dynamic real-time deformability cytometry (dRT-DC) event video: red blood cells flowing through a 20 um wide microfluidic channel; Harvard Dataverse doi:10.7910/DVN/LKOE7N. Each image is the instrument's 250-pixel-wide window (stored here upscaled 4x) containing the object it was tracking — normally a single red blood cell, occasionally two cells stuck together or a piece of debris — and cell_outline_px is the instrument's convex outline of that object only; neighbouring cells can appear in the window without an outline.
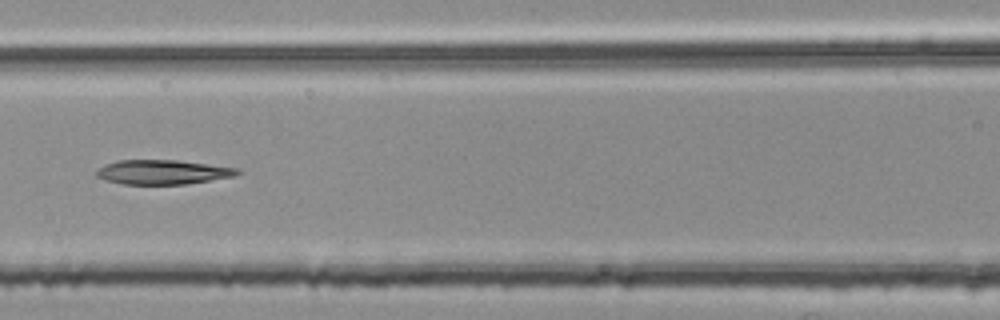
{"species": "common noctule bat (a hibernating species)", "species_latin": "Nyctalus noctula", "temperature_condition": "room temperature", "stored_images_in_passage": 48, "camera_frame_rate_fps": 3000, "um_per_image_px": 0.085, "animal": {"sex": "female", "body_mass_g": 25.1}, "frame": {"image": 1, "passage_image": 23, "time_ms": 7.333, "image_size_px": [1000, 320], "cell_outline_px": [[240, 172], [236, 176], [184, 184], [120, 184], [104, 180], [96, 176], [96, 172], [104, 164], [116, 160], [176, 160], [236, 168]], "centroid_in_image_um": [13.77, 14.63], "position_along_channel_um": 152.8, "area_um2": 19.94}}
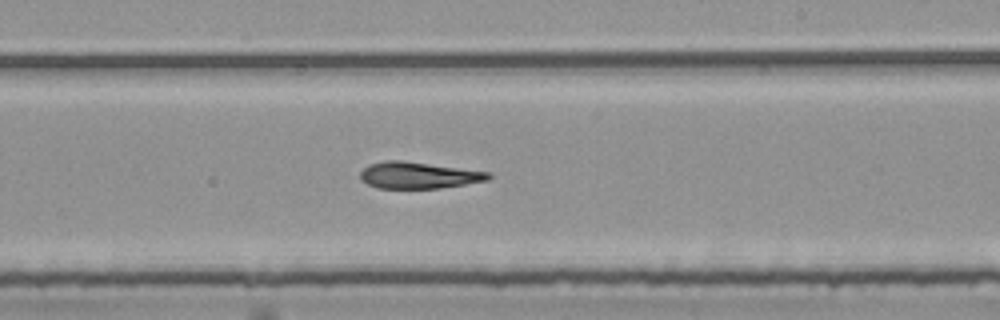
{"frame": {"image": 2, "passage_image": 31, "time_ms": 10.0, "image_size_px": [1000, 320], "cell_outline_px": [[492, 176], [488, 180], [440, 188], [376, 188], [360, 180], [360, 172], [368, 164], [384, 160], [400, 160], [492, 172]], "centroid_in_image_um": [35.55, 14.89], "position_along_channel_um": 253.4, "area_um2": 19.88}}
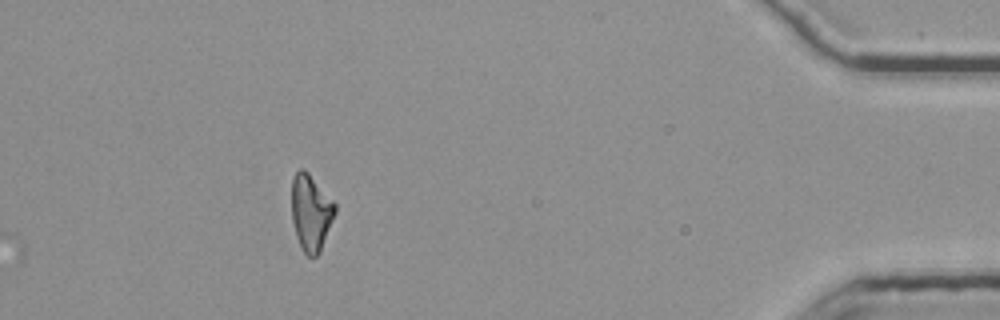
{"frame": {"image": 3, "passage_image": 48, "time_ms": 15.667, "image_size_px": [1000, 320], "cell_outline_px": [[336, 212], [320, 252], [316, 256], [308, 256], [304, 252], [296, 236], [292, 220], [292, 176], [300, 168], [304, 168], [308, 172], [336, 204]], "centroid_in_image_um": [26.42, 18.04], "position_along_channel_um": 408.8, "area_um2": 19.25}}